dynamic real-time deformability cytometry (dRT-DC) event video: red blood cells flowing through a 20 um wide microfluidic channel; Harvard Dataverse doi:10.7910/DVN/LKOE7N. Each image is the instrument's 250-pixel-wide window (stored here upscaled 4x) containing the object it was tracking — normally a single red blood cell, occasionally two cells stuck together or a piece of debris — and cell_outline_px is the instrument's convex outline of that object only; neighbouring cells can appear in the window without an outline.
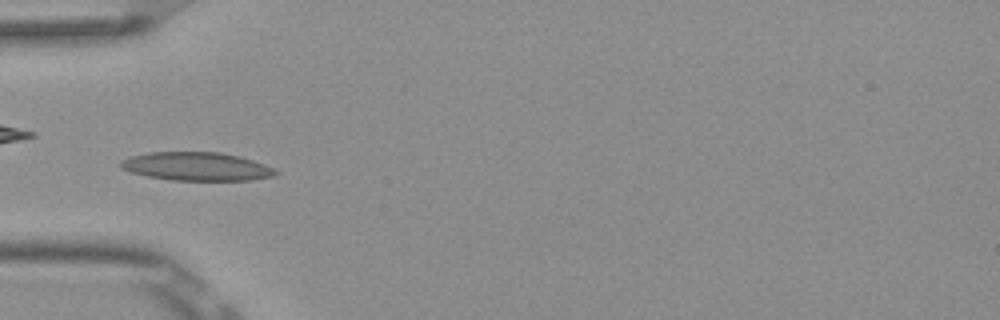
{"species": "Egyptian fruit bat (a non-hibernating species)", "species_latin": "Rousettus aegyptiacus", "temperature_condition": "room temperature", "stored_images_in_passage": 15, "camera_frame_rate_fps": 3000, "um_per_image_px": 0.085, "frame": {"image": 1, "passage_image": 5, "time_ms": 1.333, "image_size_px": [1000, 320], "cell_outline_px": [[280, 172], [272, 176], [252, 180], [172, 180], [148, 176], [132, 172], [120, 168], [120, 160], [128, 156], [148, 152], [220, 152], [240, 156], [264, 164]], "centroid_in_image_um": [16.68, 14.14], "position_along_channel_um": 68.3, "area_um2": 25.66}}
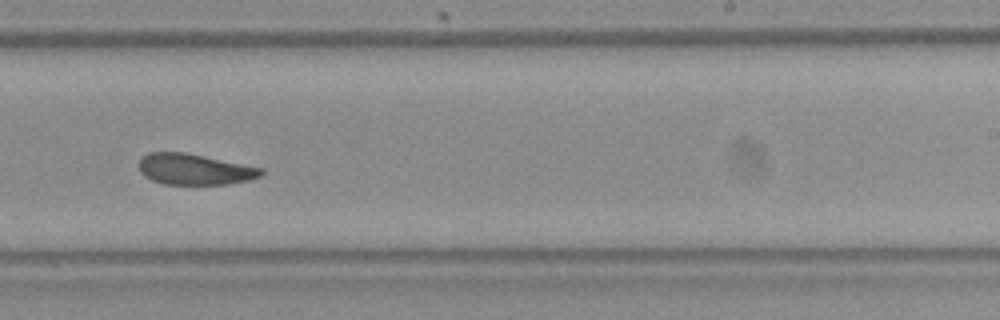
{"frame": {"image": 2, "passage_image": 10, "time_ms": 3.0, "image_size_px": [1000, 320], "cell_outline_px": [[264, 172], [260, 176], [252, 180], [228, 184], [164, 184], [152, 180], [144, 176], [140, 172], [140, 160], [148, 152], [184, 152], [264, 168]], "centroid_in_image_um": [16.57, 14.39], "position_along_channel_um": 272.4, "area_um2": 22.02}}
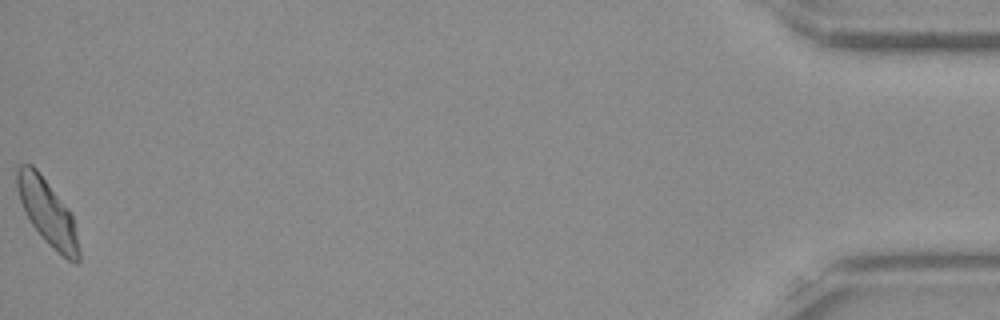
{"frame": {"image": 3, "passage_image": 15, "time_ms": 4.667, "image_size_px": [1000, 320], "cell_outline_px": [[80, 260], [76, 264], [68, 260], [48, 244], [44, 240], [32, 224], [20, 200], [16, 188], [16, 168], [20, 164], [32, 164], [36, 168], [68, 208], [72, 216], [80, 248]], "centroid_in_image_um": [4.04, 18.04], "position_along_channel_um": 431.2, "area_um2": 23.41}}